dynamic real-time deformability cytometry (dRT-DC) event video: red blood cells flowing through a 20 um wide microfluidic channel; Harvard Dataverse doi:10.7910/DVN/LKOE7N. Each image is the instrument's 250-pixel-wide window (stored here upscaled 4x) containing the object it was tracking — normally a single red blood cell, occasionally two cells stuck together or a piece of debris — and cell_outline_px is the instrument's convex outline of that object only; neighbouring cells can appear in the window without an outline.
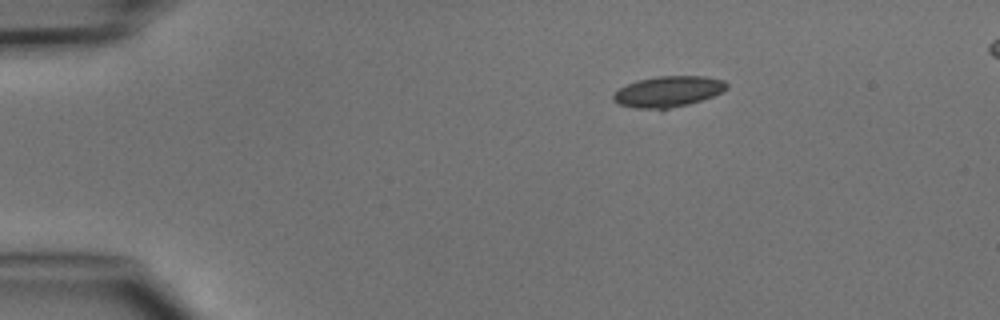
{"species": "common noctule bat (a hibernating species)", "species_latin": "Nyctalus noctula", "temperature_condition": "cold", "stored_images_in_passage": 4, "segment_of_instrument_passage": [1, 2], "camera_frame_rate_fps": 3000, "um_per_image_px": 0.085, "animal": {"sex": "male", "body_mass_g": 15.6}, "frame": {"image": 1, "passage_image": 1, "time_ms": 0.0, "image_size_px": [1000, 320], "cell_outline_px": [[728, 88], [712, 96], [688, 104], [668, 108], [636, 108], [620, 104], [612, 100], [612, 96], [620, 88], [636, 80], [656, 76], [704, 76], [724, 80], [728, 84]], "centroid_in_image_um": [56.79, 7.76], "position_along_channel_um": 28.2, "area_um2": 20.11}}